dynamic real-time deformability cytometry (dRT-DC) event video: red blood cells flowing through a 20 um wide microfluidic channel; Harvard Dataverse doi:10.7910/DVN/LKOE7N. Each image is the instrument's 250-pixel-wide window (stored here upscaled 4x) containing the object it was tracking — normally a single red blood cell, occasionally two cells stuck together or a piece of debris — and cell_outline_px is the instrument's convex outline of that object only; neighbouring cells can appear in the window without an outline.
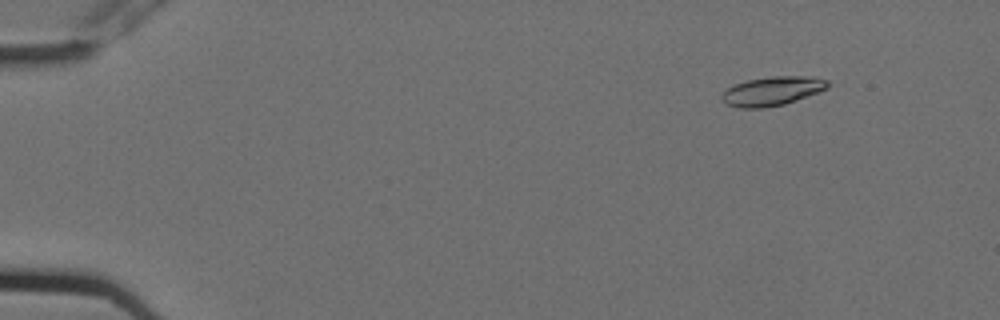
{"species": "Egyptian fruit bat (a non-hibernating species)", "species_latin": "Rousettus aegyptiacus", "temperature_condition": "cold", "stored_images_in_passage": 4, "camera_frame_rate_fps": 3000, "um_per_image_px": 0.085, "animal": {"sex": "female"}, "frame": {"image": 1, "passage_image": 2, "time_ms": 0.333, "image_size_px": [1000, 320], "cell_outline_px": [[832, 84], [828, 88], [796, 100], [784, 104], [764, 108], [740, 108], [724, 104], [720, 96], [728, 88], [736, 84], [748, 80], [772, 76], [812, 76], [828, 80]], "centroid_in_image_um": [65.66, 7.74], "position_along_channel_um": 19.3, "area_um2": 17.98}}